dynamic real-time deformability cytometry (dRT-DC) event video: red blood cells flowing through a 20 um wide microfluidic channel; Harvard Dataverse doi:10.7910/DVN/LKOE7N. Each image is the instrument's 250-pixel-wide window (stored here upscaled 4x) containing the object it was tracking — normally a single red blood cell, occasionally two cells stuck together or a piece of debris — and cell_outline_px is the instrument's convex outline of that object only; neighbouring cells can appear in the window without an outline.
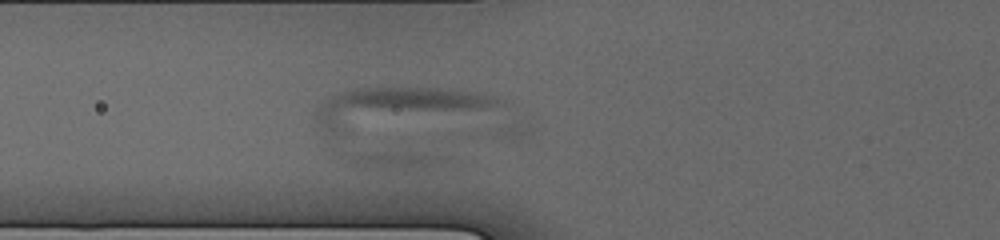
{"species": "human", "species_latin": "Homo sapiens", "temperature_condition": "cold", "stored_images_in_passage": 16, "camera_frame_rate_fps": 3000, "um_per_image_px": 0.085, "donor": {"sex": "male"}, "frame": {"image": 1, "passage_image": 5, "time_ms": 1.667, "image_size_px": [1000, 240], "cell_outline_px": [[508, 104], [488, 108], [324, 140], [312, 116], [316, 108], [328, 96], [340, 92], [356, 88], [448, 88], [484, 92], [504, 100]], "centroid_in_image_um": [33.46, 9.19], "position_along_channel_um": 92.3, "area_um2": 43.99}}